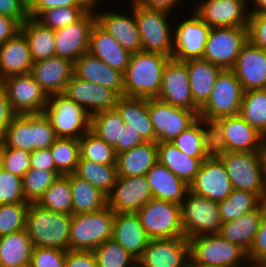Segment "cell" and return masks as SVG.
I'll list each match as a JSON object with an SVG mask.
<instances>
[{
  "label": "cell",
  "mask_w": 266,
  "mask_h": 267,
  "mask_svg": "<svg viewBox=\"0 0 266 267\" xmlns=\"http://www.w3.org/2000/svg\"><path fill=\"white\" fill-rule=\"evenodd\" d=\"M251 264L266 263V211L262 216L253 245L247 253ZM254 262V263H253Z\"/></svg>",
  "instance_id": "cell-59"
},
{
  "label": "cell",
  "mask_w": 266,
  "mask_h": 267,
  "mask_svg": "<svg viewBox=\"0 0 266 267\" xmlns=\"http://www.w3.org/2000/svg\"><path fill=\"white\" fill-rule=\"evenodd\" d=\"M0 148L2 168L13 175L23 178L24 174L30 169L31 153L13 147H6L2 142H0Z\"/></svg>",
  "instance_id": "cell-53"
},
{
  "label": "cell",
  "mask_w": 266,
  "mask_h": 267,
  "mask_svg": "<svg viewBox=\"0 0 266 267\" xmlns=\"http://www.w3.org/2000/svg\"><path fill=\"white\" fill-rule=\"evenodd\" d=\"M254 1L257 6L256 9L250 13L266 14V0H254Z\"/></svg>",
  "instance_id": "cell-68"
},
{
  "label": "cell",
  "mask_w": 266,
  "mask_h": 267,
  "mask_svg": "<svg viewBox=\"0 0 266 267\" xmlns=\"http://www.w3.org/2000/svg\"><path fill=\"white\" fill-rule=\"evenodd\" d=\"M1 142L6 147L32 153L34 151V114L16 115L6 129Z\"/></svg>",
  "instance_id": "cell-41"
},
{
  "label": "cell",
  "mask_w": 266,
  "mask_h": 267,
  "mask_svg": "<svg viewBox=\"0 0 266 267\" xmlns=\"http://www.w3.org/2000/svg\"><path fill=\"white\" fill-rule=\"evenodd\" d=\"M201 116L189 126L185 131H182L172 143L185 155L195 158H207L203 148V135Z\"/></svg>",
  "instance_id": "cell-50"
},
{
  "label": "cell",
  "mask_w": 266,
  "mask_h": 267,
  "mask_svg": "<svg viewBox=\"0 0 266 267\" xmlns=\"http://www.w3.org/2000/svg\"><path fill=\"white\" fill-rule=\"evenodd\" d=\"M189 75V86L194 104L200 109L208 100L221 67L203 59L184 61Z\"/></svg>",
  "instance_id": "cell-32"
},
{
  "label": "cell",
  "mask_w": 266,
  "mask_h": 267,
  "mask_svg": "<svg viewBox=\"0 0 266 267\" xmlns=\"http://www.w3.org/2000/svg\"><path fill=\"white\" fill-rule=\"evenodd\" d=\"M250 267H266V263H263V264H254L253 266L250 265Z\"/></svg>",
  "instance_id": "cell-72"
},
{
  "label": "cell",
  "mask_w": 266,
  "mask_h": 267,
  "mask_svg": "<svg viewBox=\"0 0 266 267\" xmlns=\"http://www.w3.org/2000/svg\"><path fill=\"white\" fill-rule=\"evenodd\" d=\"M244 95L239 80L231 69H223L214 83L207 102L199 109V116L216 120L237 115Z\"/></svg>",
  "instance_id": "cell-8"
},
{
  "label": "cell",
  "mask_w": 266,
  "mask_h": 267,
  "mask_svg": "<svg viewBox=\"0 0 266 267\" xmlns=\"http://www.w3.org/2000/svg\"><path fill=\"white\" fill-rule=\"evenodd\" d=\"M92 251L68 250L65 256V267H96Z\"/></svg>",
  "instance_id": "cell-61"
},
{
  "label": "cell",
  "mask_w": 266,
  "mask_h": 267,
  "mask_svg": "<svg viewBox=\"0 0 266 267\" xmlns=\"http://www.w3.org/2000/svg\"><path fill=\"white\" fill-rule=\"evenodd\" d=\"M131 267H144L138 260H136L135 262H134V264H132V266Z\"/></svg>",
  "instance_id": "cell-71"
},
{
  "label": "cell",
  "mask_w": 266,
  "mask_h": 267,
  "mask_svg": "<svg viewBox=\"0 0 266 267\" xmlns=\"http://www.w3.org/2000/svg\"><path fill=\"white\" fill-rule=\"evenodd\" d=\"M16 116L7 98L5 90L0 86V142L3 140L6 129Z\"/></svg>",
  "instance_id": "cell-63"
},
{
  "label": "cell",
  "mask_w": 266,
  "mask_h": 267,
  "mask_svg": "<svg viewBox=\"0 0 266 267\" xmlns=\"http://www.w3.org/2000/svg\"><path fill=\"white\" fill-rule=\"evenodd\" d=\"M136 214L150 239L185 237L179 204L152 198Z\"/></svg>",
  "instance_id": "cell-9"
},
{
  "label": "cell",
  "mask_w": 266,
  "mask_h": 267,
  "mask_svg": "<svg viewBox=\"0 0 266 267\" xmlns=\"http://www.w3.org/2000/svg\"><path fill=\"white\" fill-rule=\"evenodd\" d=\"M97 23L104 28L125 50L130 53L142 51L140 33L135 15L106 12L96 13Z\"/></svg>",
  "instance_id": "cell-30"
},
{
  "label": "cell",
  "mask_w": 266,
  "mask_h": 267,
  "mask_svg": "<svg viewBox=\"0 0 266 267\" xmlns=\"http://www.w3.org/2000/svg\"><path fill=\"white\" fill-rule=\"evenodd\" d=\"M233 190L223 162L218 158H207L202 162L189 191L212 201L224 200Z\"/></svg>",
  "instance_id": "cell-17"
},
{
  "label": "cell",
  "mask_w": 266,
  "mask_h": 267,
  "mask_svg": "<svg viewBox=\"0 0 266 267\" xmlns=\"http://www.w3.org/2000/svg\"><path fill=\"white\" fill-rule=\"evenodd\" d=\"M152 198L146 175L118 176L108 195V206L115 213H136Z\"/></svg>",
  "instance_id": "cell-14"
},
{
  "label": "cell",
  "mask_w": 266,
  "mask_h": 267,
  "mask_svg": "<svg viewBox=\"0 0 266 267\" xmlns=\"http://www.w3.org/2000/svg\"><path fill=\"white\" fill-rule=\"evenodd\" d=\"M126 126L138 133L145 142H156L150 121L148 99L120 96L115 106Z\"/></svg>",
  "instance_id": "cell-31"
},
{
  "label": "cell",
  "mask_w": 266,
  "mask_h": 267,
  "mask_svg": "<svg viewBox=\"0 0 266 267\" xmlns=\"http://www.w3.org/2000/svg\"><path fill=\"white\" fill-rule=\"evenodd\" d=\"M74 75L80 79L114 90L124 96L123 73L113 69L90 52L82 54L74 62Z\"/></svg>",
  "instance_id": "cell-25"
},
{
  "label": "cell",
  "mask_w": 266,
  "mask_h": 267,
  "mask_svg": "<svg viewBox=\"0 0 266 267\" xmlns=\"http://www.w3.org/2000/svg\"><path fill=\"white\" fill-rule=\"evenodd\" d=\"M92 8L76 23L55 30L56 56L75 62L82 54L89 52L90 34L97 22Z\"/></svg>",
  "instance_id": "cell-16"
},
{
  "label": "cell",
  "mask_w": 266,
  "mask_h": 267,
  "mask_svg": "<svg viewBox=\"0 0 266 267\" xmlns=\"http://www.w3.org/2000/svg\"><path fill=\"white\" fill-rule=\"evenodd\" d=\"M33 249L25 229L0 236V267H29Z\"/></svg>",
  "instance_id": "cell-36"
},
{
  "label": "cell",
  "mask_w": 266,
  "mask_h": 267,
  "mask_svg": "<svg viewBox=\"0 0 266 267\" xmlns=\"http://www.w3.org/2000/svg\"><path fill=\"white\" fill-rule=\"evenodd\" d=\"M73 214L57 213L29 202L25 230L34 247L70 250L69 234Z\"/></svg>",
  "instance_id": "cell-2"
},
{
  "label": "cell",
  "mask_w": 266,
  "mask_h": 267,
  "mask_svg": "<svg viewBox=\"0 0 266 267\" xmlns=\"http://www.w3.org/2000/svg\"><path fill=\"white\" fill-rule=\"evenodd\" d=\"M184 267H212V266L202 264V263L196 261L195 259H193L191 256H189Z\"/></svg>",
  "instance_id": "cell-69"
},
{
  "label": "cell",
  "mask_w": 266,
  "mask_h": 267,
  "mask_svg": "<svg viewBox=\"0 0 266 267\" xmlns=\"http://www.w3.org/2000/svg\"><path fill=\"white\" fill-rule=\"evenodd\" d=\"M148 111L156 142H172L197 119L195 111L180 108L157 98L148 99Z\"/></svg>",
  "instance_id": "cell-12"
},
{
  "label": "cell",
  "mask_w": 266,
  "mask_h": 267,
  "mask_svg": "<svg viewBox=\"0 0 266 267\" xmlns=\"http://www.w3.org/2000/svg\"><path fill=\"white\" fill-rule=\"evenodd\" d=\"M44 114L57 137L80 139L90 130L91 116L88 111L62 93L49 96Z\"/></svg>",
  "instance_id": "cell-5"
},
{
  "label": "cell",
  "mask_w": 266,
  "mask_h": 267,
  "mask_svg": "<svg viewBox=\"0 0 266 267\" xmlns=\"http://www.w3.org/2000/svg\"><path fill=\"white\" fill-rule=\"evenodd\" d=\"M57 138L45 114H34V151L51 147Z\"/></svg>",
  "instance_id": "cell-55"
},
{
  "label": "cell",
  "mask_w": 266,
  "mask_h": 267,
  "mask_svg": "<svg viewBox=\"0 0 266 267\" xmlns=\"http://www.w3.org/2000/svg\"><path fill=\"white\" fill-rule=\"evenodd\" d=\"M0 15L16 19L20 24L29 18L28 9L20 0H0Z\"/></svg>",
  "instance_id": "cell-60"
},
{
  "label": "cell",
  "mask_w": 266,
  "mask_h": 267,
  "mask_svg": "<svg viewBox=\"0 0 266 267\" xmlns=\"http://www.w3.org/2000/svg\"><path fill=\"white\" fill-rule=\"evenodd\" d=\"M170 57L158 53H133L123 74L124 96L157 98L162 85L164 68Z\"/></svg>",
  "instance_id": "cell-1"
},
{
  "label": "cell",
  "mask_w": 266,
  "mask_h": 267,
  "mask_svg": "<svg viewBox=\"0 0 266 267\" xmlns=\"http://www.w3.org/2000/svg\"><path fill=\"white\" fill-rule=\"evenodd\" d=\"M260 203L266 208V150L263 152L262 159V187L260 191Z\"/></svg>",
  "instance_id": "cell-67"
},
{
  "label": "cell",
  "mask_w": 266,
  "mask_h": 267,
  "mask_svg": "<svg viewBox=\"0 0 266 267\" xmlns=\"http://www.w3.org/2000/svg\"><path fill=\"white\" fill-rule=\"evenodd\" d=\"M115 212L109 207L96 212L73 214L70 224V250L93 251L111 239Z\"/></svg>",
  "instance_id": "cell-3"
},
{
  "label": "cell",
  "mask_w": 266,
  "mask_h": 267,
  "mask_svg": "<svg viewBox=\"0 0 266 267\" xmlns=\"http://www.w3.org/2000/svg\"><path fill=\"white\" fill-rule=\"evenodd\" d=\"M30 74L48 96L60 94L74 75V62L59 56L38 60Z\"/></svg>",
  "instance_id": "cell-24"
},
{
  "label": "cell",
  "mask_w": 266,
  "mask_h": 267,
  "mask_svg": "<svg viewBox=\"0 0 266 267\" xmlns=\"http://www.w3.org/2000/svg\"><path fill=\"white\" fill-rule=\"evenodd\" d=\"M188 241L190 256L208 266L243 267L241 261L248 260L244 249L226 240L220 234L201 235Z\"/></svg>",
  "instance_id": "cell-6"
},
{
  "label": "cell",
  "mask_w": 266,
  "mask_h": 267,
  "mask_svg": "<svg viewBox=\"0 0 266 267\" xmlns=\"http://www.w3.org/2000/svg\"><path fill=\"white\" fill-rule=\"evenodd\" d=\"M111 238L136 260L142 256L150 241L136 213H115Z\"/></svg>",
  "instance_id": "cell-26"
},
{
  "label": "cell",
  "mask_w": 266,
  "mask_h": 267,
  "mask_svg": "<svg viewBox=\"0 0 266 267\" xmlns=\"http://www.w3.org/2000/svg\"><path fill=\"white\" fill-rule=\"evenodd\" d=\"M231 70L242 85L244 92L266 89V51L249 40L241 48Z\"/></svg>",
  "instance_id": "cell-21"
},
{
  "label": "cell",
  "mask_w": 266,
  "mask_h": 267,
  "mask_svg": "<svg viewBox=\"0 0 266 267\" xmlns=\"http://www.w3.org/2000/svg\"><path fill=\"white\" fill-rule=\"evenodd\" d=\"M33 64L28 40L21 31L0 45V81L11 75L31 73Z\"/></svg>",
  "instance_id": "cell-27"
},
{
  "label": "cell",
  "mask_w": 266,
  "mask_h": 267,
  "mask_svg": "<svg viewBox=\"0 0 266 267\" xmlns=\"http://www.w3.org/2000/svg\"><path fill=\"white\" fill-rule=\"evenodd\" d=\"M66 252L57 248L34 247L29 267H65Z\"/></svg>",
  "instance_id": "cell-56"
},
{
  "label": "cell",
  "mask_w": 266,
  "mask_h": 267,
  "mask_svg": "<svg viewBox=\"0 0 266 267\" xmlns=\"http://www.w3.org/2000/svg\"><path fill=\"white\" fill-rule=\"evenodd\" d=\"M67 98L88 110L90 116L115 108L120 96L110 88L80 79L73 75L63 93ZM87 106V108H85Z\"/></svg>",
  "instance_id": "cell-18"
},
{
  "label": "cell",
  "mask_w": 266,
  "mask_h": 267,
  "mask_svg": "<svg viewBox=\"0 0 266 267\" xmlns=\"http://www.w3.org/2000/svg\"><path fill=\"white\" fill-rule=\"evenodd\" d=\"M266 208L260 205L256 210L233 221L222 223L219 234L226 240L239 245L247 253L251 249Z\"/></svg>",
  "instance_id": "cell-33"
},
{
  "label": "cell",
  "mask_w": 266,
  "mask_h": 267,
  "mask_svg": "<svg viewBox=\"0 0 266 267\" xmlns=\"http://www.w3.org/2000/svg\"><path fill=\"white\" fill-rule=\"evenodd\" d=\"M138 31L140 33L142 51L158 53L172 58L174 42L167 22L168 11L150 9L133 1Z\"/></svg>",
  "instance_id": "cell-4"
},
{
  "label": "cell",
  "mask_w": 266,
  "mask_h": 267,
  "mask_svg": "<svg viewBox=\"0 0 266 267\" xmlns=\"http://www.w3.org/2000/svg\"><path fill=\"white\" fill-rule=\"evenodd\" d=\"M50 151L56 169L61 175L75 173L80 159L79 139L58 137Z\"/></svg>",
  "instance_id": "cell-45"
},
{
  "label": "cell",
  "mask_w": 266,
  "mask_h": 267,
  "mask_svg": "<svg viewBox=\"0 0 266 267\" xmlns=\"http://www.w3.org/2000/svg\"><path fill=\"white\" fill-rule=\"evenodd\" d=\"M142 7L150 9H161L170 12L175 3L180 0H133Z\"/></svg>",
  "instance_id": "cell-66"
},
{
  "label": "cell",
  "mask_w": 266,
  "mask_h": 267,
  "mask_svg": "<svg viewBox=\"0 0 266 267\" xmlns=\"http://www.w3.org/2000/svg\"><path fill=\"white\" fill-rule=\"evenodd\" d=\"M157 161V142H144L117 154V175L122 177L146 175Z\"/></svg>",
  "instance_id": "cell-34"
},
{
  "label": "cell",
  "mask_w": 266,
  "mask_h": 267,
  "mask_svg": "<svg viewBox=\"0 0 266 267\" xmlns=\"http://www.w3.org/2000/svg\"><path fill=\"white\" fill-rule=\"evenodd\" d=\"M36 203L53 212L72 214L70 174L58 176Z\"/></svg>",
  "instance_id": "cell-43"
},
{
  "label": "cell",
  "mask_w": 266,
  "mask_h": 267,
  "mask_svg": "<svg viewBox=\"0 0 266 267\" xmlns=\"http://www.w3.org/2000/svg\"><path fill=\"white\" fill-rule=\"evenodd\" d=\"M189 256L185 237L150 239L138 261L144 267H184Z\"/></svg>",
  "instance_id": "cell-19"
},
{
  "label": "cell",
  "mask_w": 266,
  "mask_h": 267,
  "mask_svg": "<svg viewBox=\"0 0 266 267\" xmlns=\"http://www.w3.org/2000/svg\"><path fill=\"white\" fill-rule=\"evenodd\" d=\"M21 31V24L11 17L0 15V45L16 36Z\"/></svg>",
  "instance_id": "cell-64"
},
{
  "label": "cell",
  "mask_w": 266,
  "mask_h": 267,
  "mask_svg": "<svg viewBox=\"0 0 266 267\" xmlns=\"http://www.w3.org/2000/svg\"><path fill=\"white\" fill-rule=\"evenodd\" d=\"M2 169V155H1V148H0V171Z\"/></svg>",
  "instance_id": "cell-73"
},
{
  "label": "cell",
  "mask_w": 266,
  "mask_h": 267,
  "mask_svg": "<svg viewBox=\"0 0 266 267\" xmlns=\"http://www.w3.org/2000/svg\"><path fill=\"white\" fill-rule=\"evenodd\" d=\"M29 202L0 205V236L25 229Z\"/></svg>",
  "instance_id": "cell-51"
},
{
  "label": "cell",
  "mask_w": 266,
  "mask_h": 267,
  "mask_svg": "<svg viewBox=\"0 0 266 267\" xmlns=\"http://www.w3.org/2000/svg\"><path fill=\"white\" fill-rule=\"evenodd\" d=\"M25 6L27 9H29L34 3L36 0H20Z\"/></svg>",
  "instance_id": "cell-70"
},
{
  "label": "cell",
  "mask_w": 266,
  "mask_h": 267,
  "mask_svg": "<svg viewBox=\"0 0 266 267\" xmlns=\"http://www.w3.org/2000/svg\"><path fill=\"white\" fill-rule=\"evenodd\" d=\"M158 162L166 166L187 185L194 180L202 162L207 158H195L185 155L172 142L157 143Z\"/></svg>",
  "instance_id": "cell-35"
},
{
  "label": "cell",
  "mask_w": 266,
  "mask_h": 267,
  "mask_svg": "<svg viewBox=\"0 0 266 267\" xmlns=\"http://www.w3.org/2000/svg\"><path fill=\"white\" fill-rule=\"evenodd\" d=\"M74 174L107 196L112 192L118 177L116 164L101 165L90 160H79Z\"/></svg>",
  "instance_id": "cell-40"
},
{
  "label": "cell",
  "mask_w": 266,
  "mask_h": 267,
  "mask_svg": "<svg viewBox=\"0 0 266 267\" xmlns=\"http://www.w3.org/2000/svg\"><path fill=\"white\" fill-rule=\"evenodd\" d=\"M79 144V160H90L101 165L116 164L117 154L114 147L107 144L91 130L79 139Z\"/></svg>",
  "instance_id": "cell-46"
},
{
  "label": "cell",
  "mask_w": 266,
  "mask_h": 267,
  "mask_svg": "<svg viewBox=\"0 0 266 267\" xmlns=\"http://www.w3.org/2000/svg\"><path fill=\"white\" fill-rule=\"evenodd\" d=\"M98 267H131L128 265L136 259L118 242L108 239L92 251Z\"/></svg>",
  "instance_id": "cell-49"
},
{
  "label": "cell",
  "mask_w": 266,
  "mask_h": 267,
  "mask_svg": "<svg viewBox=\"0 0 266 267\" xmlns=\"http://www.w3.org/2000/svg\"><path fill=\"white\" fill-rule=\"evenodd\" d=\"M239 115L266 138V89L244 92Z\"/></svg>",
  "instance_id": "cell-44"
},
{
  "label": "cell",
  "mask_w": 266,
  "mask_h": 267,
  "mask_svg": "<svg viewBox=\"0 0 266 267\" xmlns=\"http://www.w3.org/2000/svg\"><path fill=\"white\" fill-rule=\"evenodd\" d=\"M201 123H206L208 126L207 130L202 128L203 148L207 158H221L228 152V150L219 123L216 120H210L203 117H201Z\"/></svg>",
  "instance_id": "cell-52"
},
{
  "label": "cell",
  "mask_w": 266,
  "mask_h": 267,
  "mask_svg": "<svg viewBox=\"0 0 266 267\" xmlns=\"http://www.w3.org/2000/svg\"><path fill=\"white\" fill-rule=\"evenodd\" d=\"M219 159L225 166L233 189L260 196L263 152L228 151Z\"/></svg>",
  "instance_id": "cell-13"
},
{
  "label": "cell",
  "mask_w": 266,
  "mask_h": 267,
  "mask_svg": "<svg viewBox=\"0 0 266 267\" xmlns=\"http://www.w3.org/2000/svg\"><path fill=\"white\" fill-rule=\"evenodd\" d=\"M21 32L28 40L34 62L56 56L55 30L44 27L35 18L29 17L21 24Z\"/></svg>",
  "instance_id": "cell-38"
},
{
  "label": "cell",
  "mask_w": 266,
  "mask_h": 267,
  "mask_svg": "<svg viewBox=\"0 0 266 267\" xmlns=\"http://www.w3.org/2000/svg\"><path fill=\"white\" fill-rule=\"evenodd\" d=\"M146 178L154 199L181 205L189 185L158 161L147 171Z\"/></svg>",
  "instance_id": "cell-29"
},
{
  "label": "cell",
  "mask_w": 266,
  "mask_h": 267,
  "mask_svg": "<svg viewBox=\"0 0 266 267\" xmlns=\"http://www.w3.org/2000/svg\"><path fill=\"white\" fill-rule=\"evenodd\" d=\"M248 40L266 51V14L249 13Z\"/></svg>",
  "instance_id": "cell-57"
},
{
  "label": "cell",
  "mask_w": 266,
  "mask_h": 267,
  "mask_svg": "<svg viewBox=\"0 0 266 267\" xmlns=\"http://www.w3.org/2000/svg\"><path fill=\"white\" fill-rule=\"evenodd\" d=\"M89 52L123 74L129 65L132 55L97 22L90 34Z\"/></svg>",
  "instance_id": "cell-28"
},
{
  "label": "cell",
  "mask_w": 266,
  "mask_h": 267,
  "mask_svg": "<svg viewBox=\"0 0 266 267\" xmlns=\"http://www.w3.org/2000/svg\"><path fill=\"white\" fill-rule=\"evenodd\" d=\"M125 123L116 108L107 109L91 116L90 130L121 153V134Z\"/></svg>",
  "instance_id": "cell-39"
},
{
  "label": "cell",
  "mask_w": 266,
  "mask_h": 267,
  "mask_svg": "<svg viewBox=\"0 0 266 267\" xmlns=\"http://www.w3.org/2000/svg\"><path fill=\"white\" fill-rule=\"evenodd\" d=\"M210 27L194 12L176 29L172 58L178 61L202 59Z\"/></svg>",
  "instance_id": "cell-20"
},
{
  "label": "cell",
  "mask_w": 266,
  "mask_h": 267,
  "mask_svg": "<svg viewBox=\"0 0 266 267\" xmlns=\"http://www.w3.org/2000/svg\"><path fill=\"white\" fill-rule=\"evenodd\" d=\"M61 174L58 171L30 168L22 178V191L27 202H37Z\"/></svg>",
  "instance_id": "cell-47"
},
{
  "label": "cell",
  "mask_w": 266,
  "mask_h": 267,
  "mask_svg": "<svg viewBox=\"0 0 266 267\" xmlns=\"http://www.w3.org/2000/svg\"><path fill=\"white\" fill-rule=\"evenodd\" d=\"M0 86L16 115L44 113L49 96L30 73L5 77Z\"/></svg>",
  "instance_id": "cell-10"
},
{
  "label": "cell",
  "mask_w": 266,
  "mask_h": 267,
  "mask_svg": "<svg viewBox=\"0 0 266 267\" xmlns=\"http://www.w3.org/2000/svg\"><path fill=\"white\" fill-rule=\"evenodd\" d=\"M247 41V27L211 28L202 59L222 69H232L241 48Z\"/></svg>",
  "instance_id": "cell-11"
},
{
  "label": "cell",
  "mask_w": 266,
  "mask_h": 267,
  "mask_svg": "<svg viewBox=\"0 0 266 267\" xmlns=\"http://www.w3.org/2000/svg\"><path fill=\"white\" fill-rule=\"evenodd\" d=\"M216 121L225 137L228 151L264 152L266 150V138L239 114L222 117Z\"/></svg>",
  "instance_id": "cell-23"
},
{
  "label": "cell",
  "mask_w": 266,
  "mask_h": 267,
  "mask_svg": "<svg viewBox=\"0 0 266 267\" xmlns=\"http://www.w3.org/2000/svg\"><path fill=\"white\" fill-rule=\"evenodd\" d=\"M145 141L141 136L126 126L122 129L121 134V153L132 149L133 147L144 143Z\"/></svg>",
  "instance_id": "cell-65"
},
{
  "label": "cell",
  "mask_w": 266,
  "mask_h": 267,
  "mask_svg": "<svg viewBox=\"0 0 266 267\" xmlns=\"http://www.w3.org/2000/svg\"><path fill=\"white\" fill-rule=\"evenodd\" d=\"M72 214L96 212L108 206V196L88 181L70 174Z\"/></svg>",
  "instance_id": "cell-37"
},
{
  "label": "cell",
  "mask_w": 266,
  "mask_h": 267,
  "mask_svg": "<svg viewBox=\"0 0 266 267\" xmlns=\"http://www.w3.org/2000/svg\"><path fill=\"white\" fill-rule=\"evenodd\" d=\"M30 168L57 171L50 147L31 153Z\"/></svg>",
  "instance_id": "cell-62"
},
{
  "label": "cell",
  "mask_w": 266,
  "mask_h": 267,
  "mask_svg": "<svg viewBox=\"0 0 266 267\" xmlns=\"http://www.w3.org/2000/svg\"><path fill=\"white\" fill-rule=\"evenodd\" d=\"M98 0H36L28 9L29 17L38 18L45 10L56 7L94 6Z\"/></svg>",
  "instance_id": "cell-58"
},
{
  "label": "cell",
  "mask_w": 266,
  "mask_h": 267,
  "mask_svg": "<svg viewBox=\"0 0 266 267\" xmlns=\"http://www.w3.org/2000/svg\"><path fill=\"white\" fill-rule=\"evenodd\" d=\"M246 0H206L195 13L210 27H248Z\"/></svg>",
  "instance_id": "cell-22"
},
{
  "label": "cell",
  "mask_w": 266,
  "mask_h": 267,
  "mask_svg": "<svg viewBox=\"0 0 266 267\" xmlns=\"http://www.w3.org/2000/svg\"><path fill=\"white\" fill-rule=\"evenodd\" d=\"M188 199L181 203V225L188 240L208 234H219L222 221L217 201L188 191Z\"/></svg>",
  "instance_id": "cell-7"
},
{
  "label": "cell",
  "mask_w": 266,
  "mask_h": 267,
  "mask_svg": "<svg viewBox=\"0 0 266 267\" xmlns=\"http://www.w3.org/2000/svg\"><path fill=\"white\" fill-rule=\"evenodd\" d=\"M93 6H70L56 7L43 11L36 18L44 27L52 30L63 28L67 25L76 23L80 20ZM43 17V18H42Z\"/></svg>",
  "instance_id": "cell-48"
},
{
  "label": "cell",
  "mask_w": 266,
  "mask_h": 267,
  "mask_svg": "<svg viewBox=\"0 0 266 267\" xmlns=\"http://www.w3.org/2000/svg\"><path fill=\"white\" fill-rule=\"evenodd\" d=\"M157 99L171 105L195 111L199 108L194 104L190 86L187 65L184 61L170 58L164 68L162 85Z\"/></svg>",
  "instance_id": "cell-15"
},
{
  "label": "cell",
  "mask_w": 266,
  "mask_h": 267,
  "mask_svg": "<svg viewBox=\"0 0 266 267\" xmlns=\"http://www.w3.org/2000/svg\"><path fill=\"white\" fill-rule=\"evenodd\" d=\"M260 205V198L256 193L233 189L224 200L218 202L221 221H233L256 210Z\"/></svg>",
  "instance_id": "cell-42"
},
{
  "label": "cell",
  "mask_w": 266,
  "mask_h": 267,
  "mask_svg": "<svg viewBox=\"0 0 266 267\" xmlns=\"http://www.w3.org/2000/svg\"><path fill=\"white\" fill-rule=\"evenodd\" d=\"M27 202L22 191V178L5 171H0V205Z\"/></svg>",
  "instance_id": "cell-54"
}]
</instances>
